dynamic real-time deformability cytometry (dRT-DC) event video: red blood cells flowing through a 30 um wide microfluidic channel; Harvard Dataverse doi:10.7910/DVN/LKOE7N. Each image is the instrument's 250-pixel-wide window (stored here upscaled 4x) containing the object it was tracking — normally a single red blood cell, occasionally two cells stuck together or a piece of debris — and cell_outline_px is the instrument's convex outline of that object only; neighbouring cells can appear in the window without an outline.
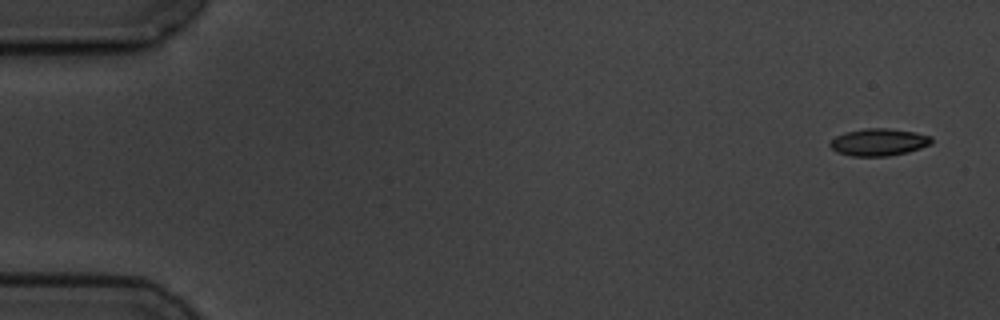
{"species": "common noctule bat (a hibernating species)", "species_latin": "Nyctalus noctula", "temperature_condition": "cold", "stored_images_in_passage": 5, "camera_frame_rate_fps": 3000, "um_per_image_px": 0.085, "animal": {"sex": "male", "body_mass_g": 19.5, "forearm_length_mm": 54.6}, "frame": {"image": 1, "passage_image": 1, "time_ms": 0.0, "image_size_px": [1000, 320], "cell_outline_px": [[932, 144], [908, 152], [888, 156], [852, 156], [836, 152], [828, 144], [836, 136], [844, 132], [864, 128], [888, 128], [916, 132], [932, 136]], "centroid_in_image_um": [74.7, 12.08], "position_along_channel_um": 10.3, "area_um2": 16.24}}